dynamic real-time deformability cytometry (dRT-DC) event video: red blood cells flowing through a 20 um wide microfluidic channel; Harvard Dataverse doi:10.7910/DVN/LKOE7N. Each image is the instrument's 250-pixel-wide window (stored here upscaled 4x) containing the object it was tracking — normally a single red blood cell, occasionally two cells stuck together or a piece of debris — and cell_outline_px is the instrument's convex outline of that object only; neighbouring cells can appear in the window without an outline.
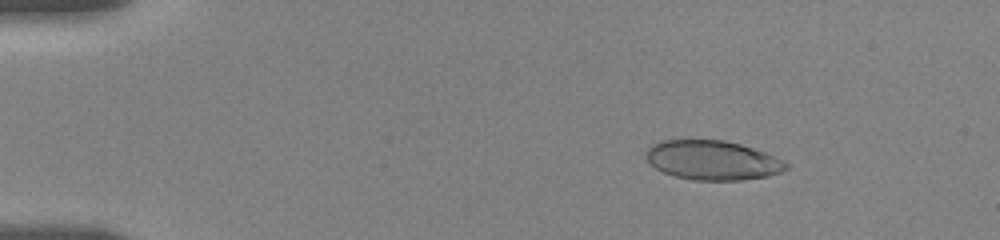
{"species": "human", "species_latin": "Homo sapiens", "temperature_condition": "room temperature", "stored_images_in_passage": 9, "camera_frame_rate_fps": 3000, "um_per_image_px": 0.085, "donor": {"sex": "female"}, "frame": {"image": 1, "passage_image": 4, "time_ms": 2.333, "image_size_px": [1000, 240], "cell_outline_px": [[788, 168], [780, 172], [768, 176], [740, 180], [692, 180], [676, 176], [664, 172], [656, 168], [648, 160], [648, 148], [652, 144], [660, 140], [724, 140], [740, 144], [764, 152], [788, 164]], "centroid_in_image_um": [60.56, 13.62], "position_along_channel_um": 24.4, "area_um2": 31.67}}
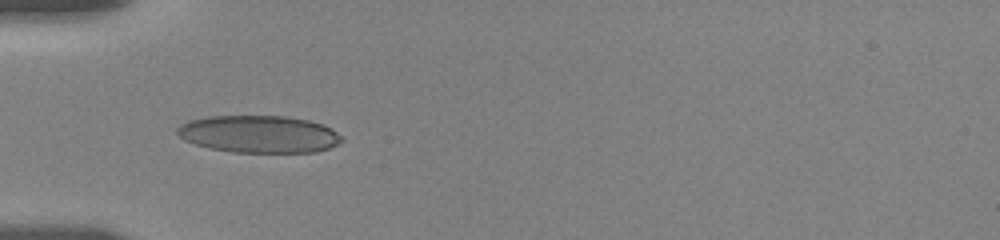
{"frame": {"image": 2, "passage_image": 8, "time_ms": 5.667, "image_size_px": [1000, 240], "cell_outline_px": [[344, 140], [328, 148], [316, 152], [232, 152], [208, 148], [184, 140], [176, 132], [176, 128], [180, 124], [188, 120], [208, 116], [284, 116], [308, 120], [324, 124], [332, 128]], "centroid_in_image_um": [21.99, 11.39], "position_along_channel_um": 63.0, "area_um2": 35.84}}